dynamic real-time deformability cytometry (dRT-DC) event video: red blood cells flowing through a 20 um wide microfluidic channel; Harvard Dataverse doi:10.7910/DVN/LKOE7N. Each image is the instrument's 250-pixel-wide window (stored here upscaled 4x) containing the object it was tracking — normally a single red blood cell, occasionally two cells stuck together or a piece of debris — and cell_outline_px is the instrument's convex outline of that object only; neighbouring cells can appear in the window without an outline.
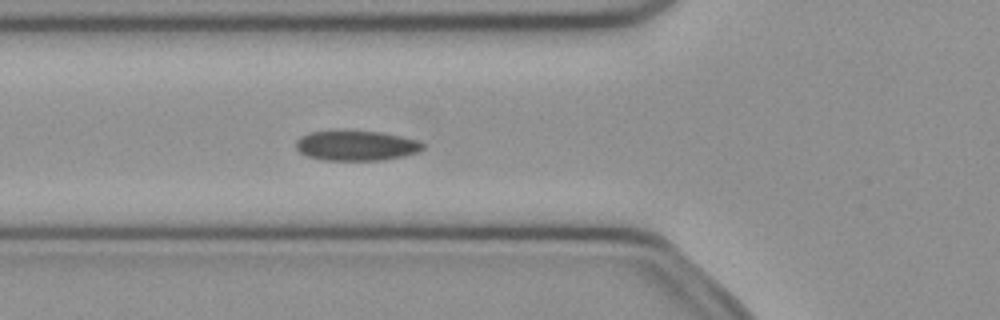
{"species": "common noctule bat (a hibernating species)", "species_latin": "Nyctalus noctula", "temperature_condition": "cold", "stored_images_in_passage": 49, "camera_frame_rate_fps": 3000, "um_per_image_px": 0.085, "animal": {"sex": "female", "body_mass_g": 21.9}, "frame": {"image": 1, "passage_image": 17, "time_ms": 5.333, "image_size_px": [1000, 320], "cell_outline_px": [[424, 148], [416, 152], [404, 156], [380, 160], [324, 160], [308, 156], [300, 152], [296, 148], [296, 140], [300, 136], [308, 132], [328, 128], [344, 128], [380, 132], [400, 136], [416, 140], [424, 144]], "centroid_in_image_um": [30.19, 12.32], "position_along_channel_um": 95.6, "area_um2": 23.0}}
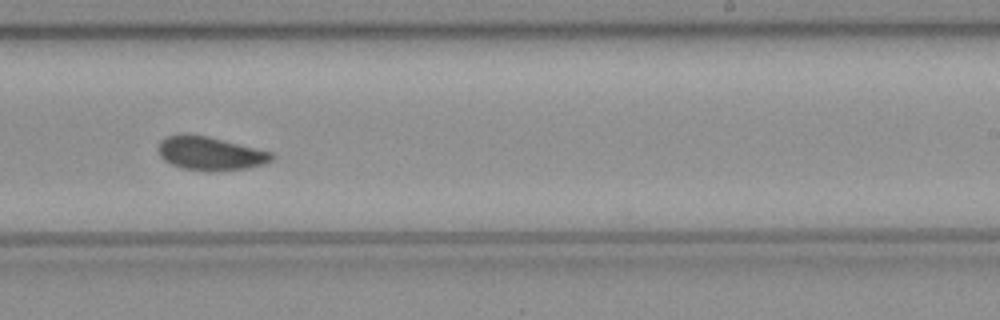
{"frame": {"image": 2, "passage_image": 30, "time_ms": 9.667, "image_size_px": [1000, 320], "cell_outline_px": [[276, 156], [272, 160], [264, 164], [248, 168], [212, 172], [208, 172], [184, 168], [172, 164], [164, 160], [160, 156], [156, 148], [160, 140], [168, 136], [208, 136], [272, 152]], "centroid_in_image_um": [17.9, 13.07], "position_along_channel_um": 271.1, "area_um2": 22.02}}
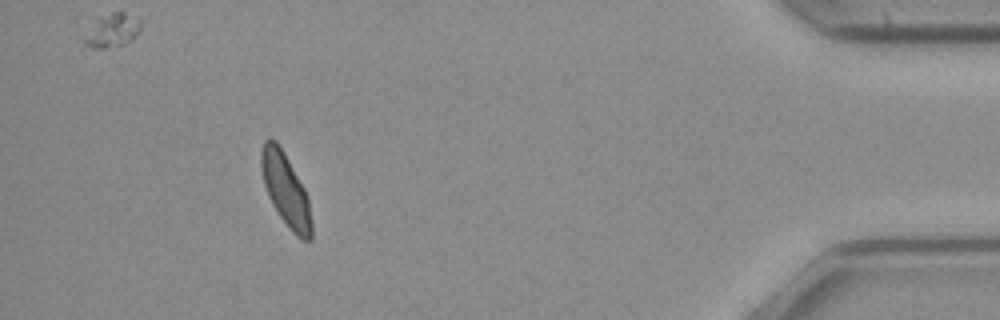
{"frame": {"image": 3, "passage_image": 45, "time_ms": 14.667, "image_size_px": [1000, 320], "cell_outline_px": [[312, 240], [304, 240], [296, 236], [288, 228], [272, 204], [268, 196], [264, 184], [260, 168], [260, 152], [264, 140], [276, 140], [284, 152], [304, 188], [308, 196], [312, 224]], "centroid_in_image_um": [24.28, 16.15], "position_along_channel_um": 410.9, "area_um2": 21.39}, "authors_computed_cell_mechanics": {"area_um2": 22.0218, "velocity_mm_per_s": 4.0486, "shape_relaxation_time_tau1_ms": 2.9041, "shape_relaxation_time_tau2_ms": 2.6007, "deformation_change_tau1": 0.0819, "deformation_change_tau2": 0.0555}}